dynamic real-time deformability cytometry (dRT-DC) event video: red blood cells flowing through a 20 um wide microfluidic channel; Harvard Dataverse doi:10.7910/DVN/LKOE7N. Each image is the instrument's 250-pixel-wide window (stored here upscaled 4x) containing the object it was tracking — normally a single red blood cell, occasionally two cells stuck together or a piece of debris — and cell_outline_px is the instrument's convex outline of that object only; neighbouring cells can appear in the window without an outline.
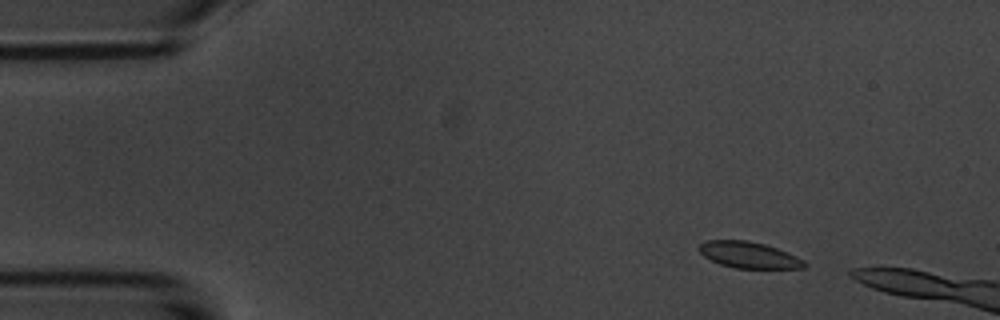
{"species": "common noctule bat (a hibernating species)", "species_latin": "Nyctalus noctula", "temperature_condition": "room temperature", "stored_images_in_passage": 5, "camera_frame_rate_fps": 3000, "um_per_image_px": 0.085, "animal": {"sex": "male", "body_mass_g": 20.1, "forearm_length_mm": 53.5}, "frame": {"image": 1, "passage_image": 2, "time_ms": 1.0, "image_size_px": [1000, 320], "cell_outline_px": [[808, 264], [804, 268], [736, 268], [720, 264], [704, 256], [696, 248], [704, 240], [748, 240], [764, 244], [776, 248], [796, 256], [804, 260]], "centroid_in_image_um": [63.63, 21.66], "position_along_channel_um": 21.4, "area_um2": 16.13}}